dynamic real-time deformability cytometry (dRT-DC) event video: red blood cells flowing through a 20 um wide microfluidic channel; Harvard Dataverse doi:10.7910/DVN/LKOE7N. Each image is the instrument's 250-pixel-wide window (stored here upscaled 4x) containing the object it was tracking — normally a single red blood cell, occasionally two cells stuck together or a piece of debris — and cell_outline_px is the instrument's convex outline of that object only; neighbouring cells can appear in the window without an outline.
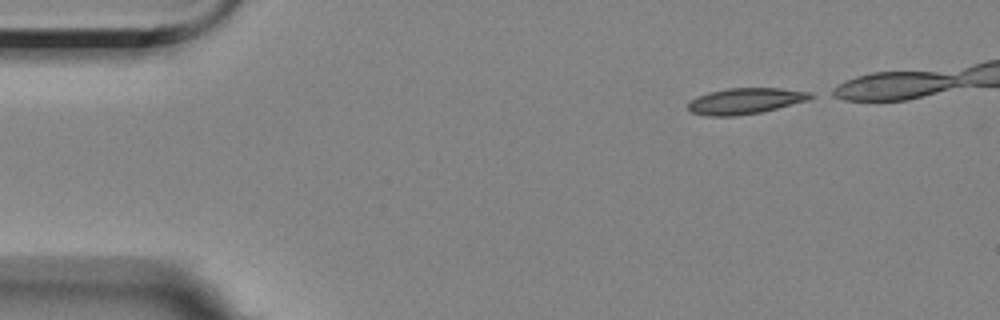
{"species": "Egyptian fruit bat (a non-hibernating species)", "species_latin": "Rousettus aegyptiacus", "temperature_condition": "room temperature", "stored_images_in_passage": 40, "camera_frame_rate_fps": 3000, "um_per_image_px": 0.085, "animal": {"sex": "female"}, "frame": {"image": 1, "passage_image": 1, "time_ms": 0.0, "image_size_px": [1000, 320], "cell_outline_px": [[816, 96], [808, 100], [760, 112], [736, 116], [708, 116], [692, 112], [688, 108], [688, 104], [696, 96], [708, 92], [728, 88], [780, 88], [812, 92]], "centroid_in_image_um": [63.36, 8.57], "position_along_channel_um": 21.6, "area_um2": 18.5}}
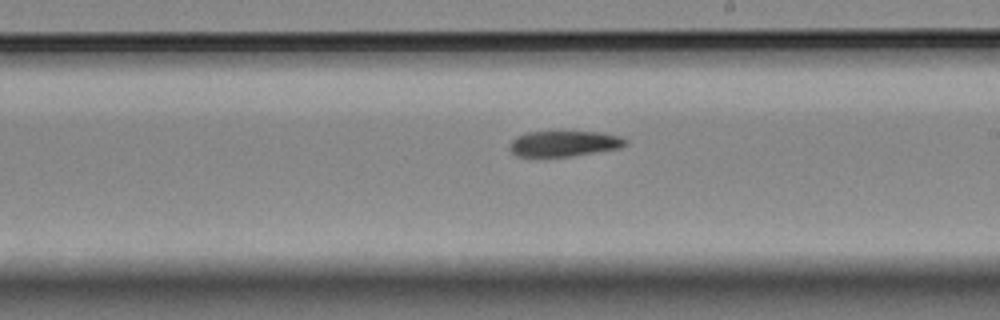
{"frame": {"image": 2, "passage_image": 26, "time_ms": 8.333, "image_size_px": [1000, 320], "cell_outline_px": [[628, 144], [620, 148], [572, 156], [516, 156], [508, 148], [508, 144], [516, 136], [528, 132], [604, 132], [620, 136], [628, 140]], "centroid_in_image_um": [47.96, 12.2], "position_along_channel_um": 241.0, "area_um2": 17.4}}
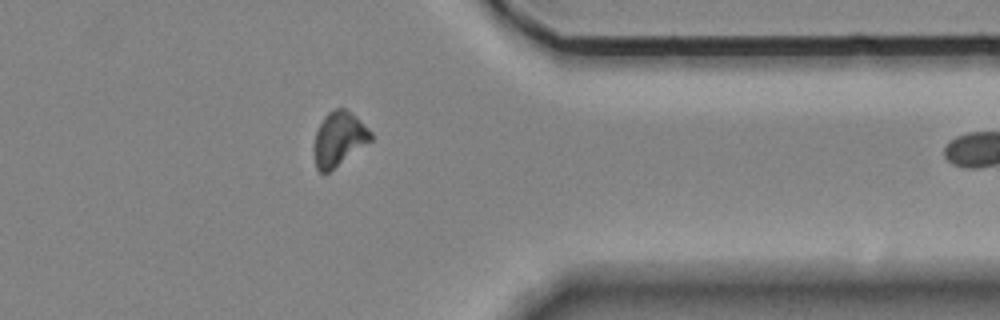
{"frame": {"image": 3, "passage_image": 39, "time_ms": 12.667, "image_size_px": [1000, 320], "cell_outline_px": [[372, 140], [328, 172], [320, 172], [316, 168], [316, 132], [324, 116], [328, 112], [336, 108], [344, 108], [356, 116], [372, 132]], "centroid_in_image_um": [28.84, 11.77], "position_along_channel_um": 382.6, "area_um2": 17.34}}